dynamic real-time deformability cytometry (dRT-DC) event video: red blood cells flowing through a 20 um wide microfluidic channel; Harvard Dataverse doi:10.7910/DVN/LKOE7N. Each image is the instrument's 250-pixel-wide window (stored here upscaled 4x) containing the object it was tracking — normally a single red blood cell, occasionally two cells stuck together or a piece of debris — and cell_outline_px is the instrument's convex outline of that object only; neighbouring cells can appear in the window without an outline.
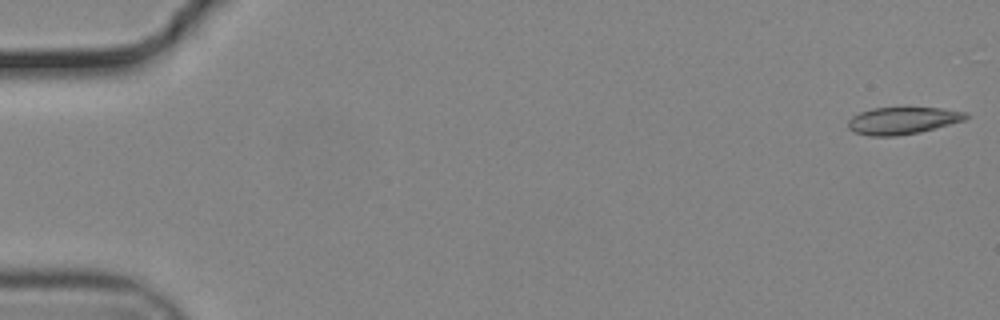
{"species": "common noctule bat (a hibernating species)", "species_latin": "Nyctalus noctula", "temperature_condition": "cold", "stored_images_in_passage": 15, "camera_frame_rate_fps": 3000, "um_per_image_px": 0.085, "animal": {"sex": "male", "body_mass_g": 19.2, "forearm_length_mm": 51.8}, "frame": {"image": 1, "passage_image": 1, "time_ms": 0.0, "image_size_px": [1000, 320], "cell_outline_px": [[972, 116], [964, 120], [920, 132], [896, 136], [868, 136], [856, 132], [848, 128], [848, 120], [852, 116], [860, 112], [872, 108], [940, 108], [968, 112]], "centroid_in_image_um": [76.74, 10.25], "position_along_channel_um": 8.3, "area_um2": 18.61}}
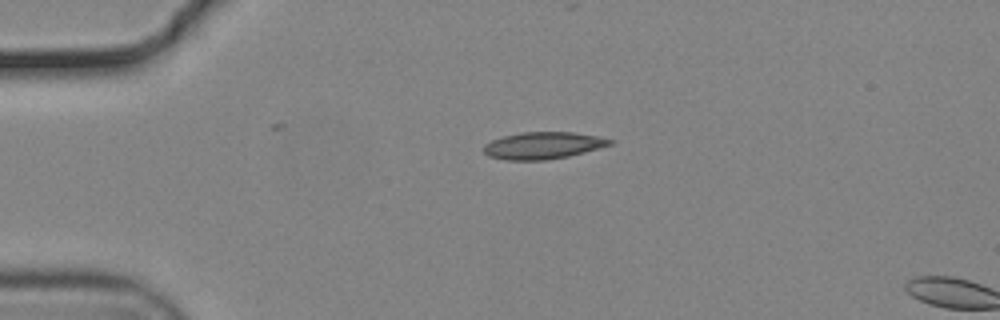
{"frame": {"image": 2, "passage_image": 13, "time_ms": 4.0, "image_size_px": [1000, 320], "cell_outline_px": [[616, 140], [612, 144], [584, 152], [568, 156], [544, 160], [508, 160], [488, 156], [484, 152], [484, 144], [492, 140], [504, 136], [520, 132], [572, 132], [596, 136]], "centroid_in_image_um": [46.15, 12.36], "position_along_channel_um": 38.8, "area_um2": 19.71}}